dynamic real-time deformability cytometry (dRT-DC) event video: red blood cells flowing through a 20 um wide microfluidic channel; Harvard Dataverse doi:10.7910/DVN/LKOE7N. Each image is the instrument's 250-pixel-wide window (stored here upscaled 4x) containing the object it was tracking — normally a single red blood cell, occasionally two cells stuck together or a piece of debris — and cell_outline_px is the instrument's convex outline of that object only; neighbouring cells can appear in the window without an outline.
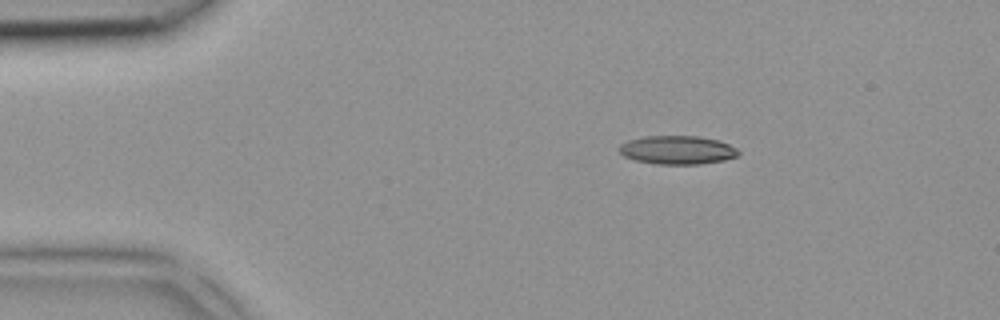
{"species": "common noctule bat (a hibernating species)", "species_latin": "Nyctalus noctula", "temperature_condition": "room temperature", "stored_images_in_passage": 4, "camera_frame_rate_fps": 3000, "um_per_image_px": 0.085, "animal": {"sex": "female", "body_mass_g": 18.4}, "frame": {"image": 1, "passage_image": 2, "time_ms": 0.333, "image_size_px": [1000, 320], "cell_outline_px": [[740, 152], [736, 156], [724, 160], [700, 164], [656, 164], [636, 160], [624, 156], [616, 148], [620, 144], [628, 140], [644, 136], [700, 136], [720, 140], [736, 148]], "centroid_in_image_um": [57.56, 12.74], "position_along_channel_um": 27.4, "area_um2": 19.94}}